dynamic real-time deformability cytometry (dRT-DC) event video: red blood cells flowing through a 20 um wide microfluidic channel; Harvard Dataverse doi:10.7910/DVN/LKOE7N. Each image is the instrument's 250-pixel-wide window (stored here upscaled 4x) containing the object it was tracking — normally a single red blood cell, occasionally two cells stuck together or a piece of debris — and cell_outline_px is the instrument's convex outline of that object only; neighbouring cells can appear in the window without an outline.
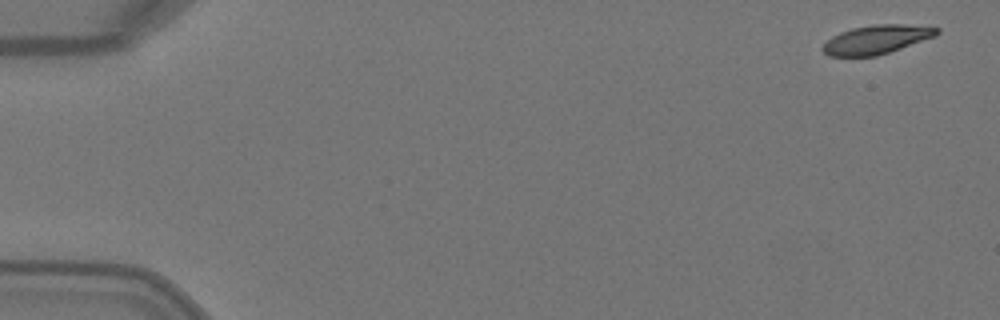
{"species": "Egyptian fruit bat (a non-hibernating species)", "species_latin": "Rousettus aegyptiacus", "temperature_condition": "warm", "stored_images_in_passage": 4, "camera_frame_rate_fps": 3000, "um_per_image_px": 0.085, "animal": {"sex": "female"}, "frame": {"image": 1, "passage_image": 1, "time_ms": 0.0, "image_size_px": [1000, 320], "cell_outline_px": [[940, 32], [936, 36], [876, 56], [828, 56], [820, 48], [832, 36], [840, 32], [852, 28], [872, 24], [904, 24], [940, 28]], "centroid_in_image_um": [74.49, 3.35], "position_along_channel_um": 10.5, "area_um2": 19.07}}
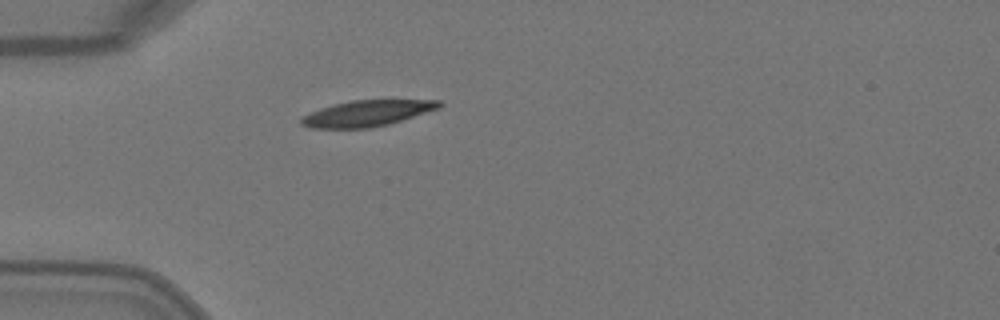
{"frame": {"image": 2, "passage_image": 4, "time_ms": 1.0, "image_size_px": [1000, 320], "cell_outline_px": [[444, 104], [440, 108], [388, 124], [372, 128], [308, 128], [300, 124], [300, 116], [320, 108], [352, 100], [440, 100]], "centroid_in_image_um": [31.17, 9.63], "position_along_channel_um": 53.8, "area_um2": 20.92}}